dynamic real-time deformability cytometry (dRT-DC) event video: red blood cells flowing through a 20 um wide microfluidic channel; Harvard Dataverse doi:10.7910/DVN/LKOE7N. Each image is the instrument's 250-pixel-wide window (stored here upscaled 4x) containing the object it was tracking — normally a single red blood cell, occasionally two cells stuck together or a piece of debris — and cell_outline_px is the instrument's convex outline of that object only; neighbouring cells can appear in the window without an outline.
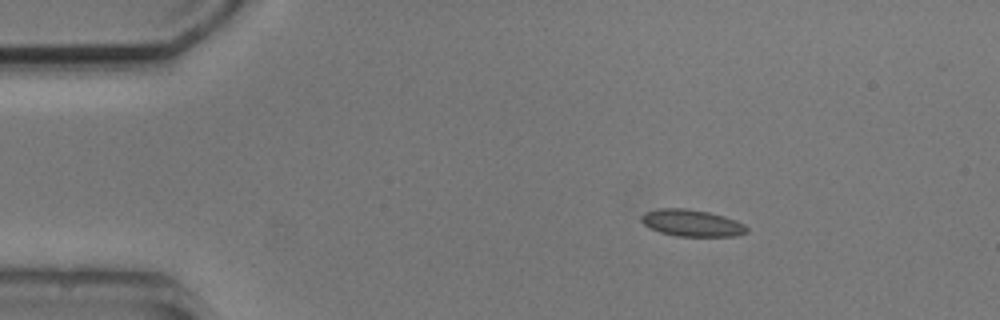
{"species": "common noctule bat (a hibernating species)", "species_latin": "Nyctalus noctula", "temperature_condition": "cold", "stored_images_in_passage": 3, "camera_frame_rate_fps": 3000, "um_per_image_px": 0.085, "animal": {"sex": "male", "body_mass_g": 20.5, "forearm_length_mm": 52.5}, "frame": {"image": 1, "passage_image": 1, "time_ms": 0.0, "image_size_px": [1000, 320], "cell_outline_px": [[748, 232], [736, 236], [676, 236], [660, 232], [648, 228], [640, 220], [640, 216], [644, 212], [660, 208], [684, 208], [708, 212], [724, 216], [736, 220], [744, 224], [748, 228]], "centroid_in_image_um": [58.78, 18.95], "position_along_channel_um": 26.2, "area_um2": 16.59}}
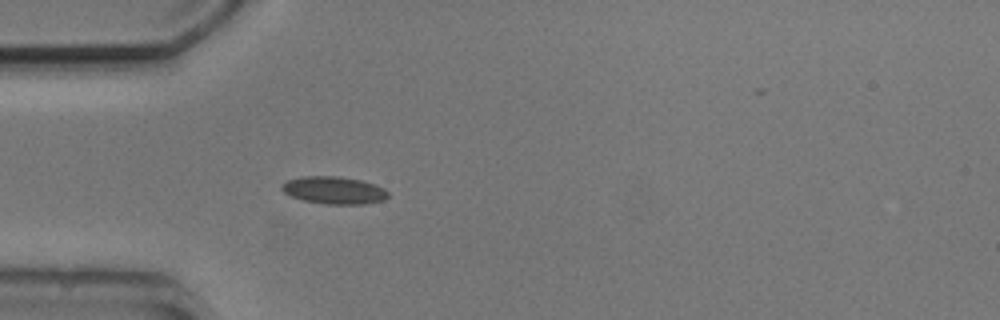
{"frame": {"image": 2, "passage_image": 3, "time_ms": 2.333, "image_size_px": [1000, 320], "cell_outline_px": [[388, 196], [384, 200], [364, 204], [328, 204], [304, 200], [292, 196], [284, 192], [280, 188], [280, 184], [288, 180], [304, 176], [336, 176], [360, 180], [376, 184], [384, 188], [388, 192]], "centroid_in_image_um": [28.4, 16.17], "position_along_channel_um": 56.6, "area_um2": 16.94}}